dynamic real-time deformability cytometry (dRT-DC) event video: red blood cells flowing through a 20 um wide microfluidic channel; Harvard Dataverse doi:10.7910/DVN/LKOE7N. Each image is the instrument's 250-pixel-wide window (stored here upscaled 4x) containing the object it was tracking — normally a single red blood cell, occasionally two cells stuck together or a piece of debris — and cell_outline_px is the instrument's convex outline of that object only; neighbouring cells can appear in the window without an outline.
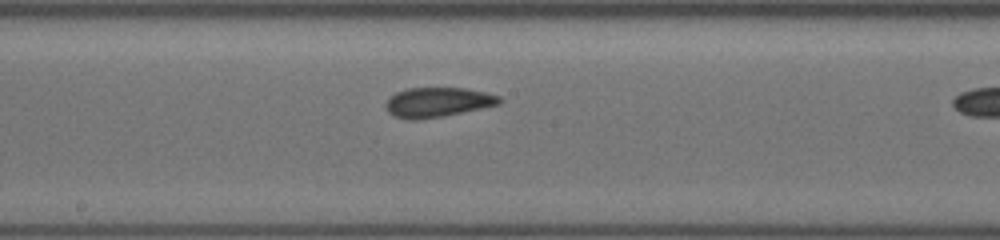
{"species": "common noctule bat (a hibernating species)", "species_latin": "Nyctalus noctula", "temperature_condition": "cold", "stored_images_in_passage": 36, "camera_frame_rate_fps": 3000, "um_per_image_px": 0.085, "animal": {"sex": "female", "body_mass_g": 19.5, "forearm_length_mm": 54.1}, "frame": {"image": 1, "passage_image": 9, "time_ms": 1.333, "image_size_px": [1000, 240], "cell_outline_px": [[504, 100], [500, 104], [444, 116], [420, 120], [408, 120], [392, 116], [384, 108], [384, 104], [396, 92], [408, 88], [464, 88], [484, 92], [500, 96]], "centroid_in_image_um": [37.18, 8.7], "position_along_channel_um": 211.0, "area_um2": 19.83}}
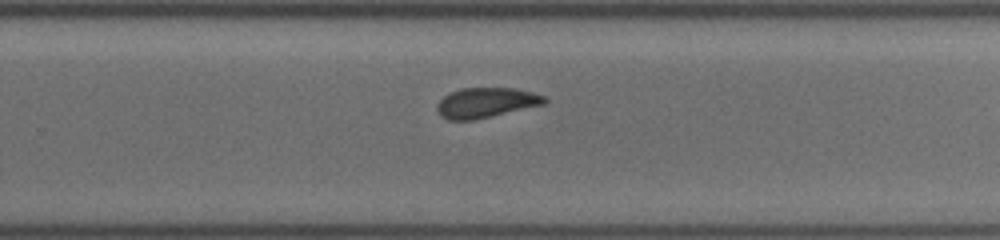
{"frame": {"image": 2, "passage_image": 20, "time_ms": 3.333, "image_size_px": [1000, 240], "cell_outline_px": [[548, 100], [544, 104], [472, 120], [448, 120], [440, 116], [436, 108], [436, 104], [444, 96], [452, 92], [464, 88], [512, 88], [532, 92], [548, 96]], "centroid_in_image_um": [41.31, 8.72], "position_along_channel_um": 288.5, "area_um2": 18.67}}
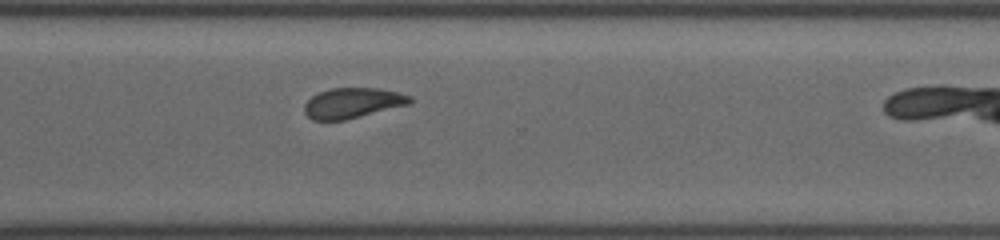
{"frame": {"image": 3, "passage_image": 28, "time_ms": 4.667, "image_size_px": [1000, 240], "cell_outline_px": [[412, 104], [344, 120], [312, 120], [304, 112], [304, 104], [312, 96], [320, 92], [332, 88], [380, 88], [412, 96]], "centroid_in_image_um": [29.99, 8.75], "position_along_channel_um": 340.6, "area_um2": 18.67}}